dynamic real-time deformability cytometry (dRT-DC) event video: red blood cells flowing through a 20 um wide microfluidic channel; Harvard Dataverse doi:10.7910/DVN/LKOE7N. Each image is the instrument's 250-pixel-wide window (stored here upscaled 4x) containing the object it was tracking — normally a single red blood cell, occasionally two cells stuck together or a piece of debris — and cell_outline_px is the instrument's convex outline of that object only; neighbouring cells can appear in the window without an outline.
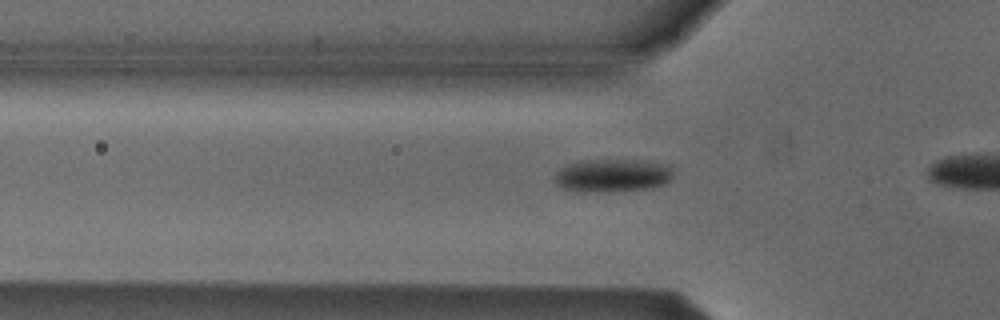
{"species": "Egyptian fruit bat (a non-hibernating species)", "species_latin": "Rousettus aegyptiacus", "temperature_condition": "cold", "stored_images_in_passage": 12, "camera_frame_rate_fps": 3000, "um_per_image_px": 0.085, "animal": {"sex": "male"}, "frame": {"image": 1, "passage_image": 6, "time_ms": 1.667, "image_size_px": [1000, 320], "cell_outline_px": [[672, 176], [664, 184], [652, 188], [608, 192], [584, 192], [560, 188], [556, 184], [556, 172], [560, 168], [568, 164], [580, 160], [636, 160], [664, 164], [672, 168]], "centroid_in_image_um": [52.02, 14.92], "position_along_channel_um": 73.8, "area_um2": 22.89}}
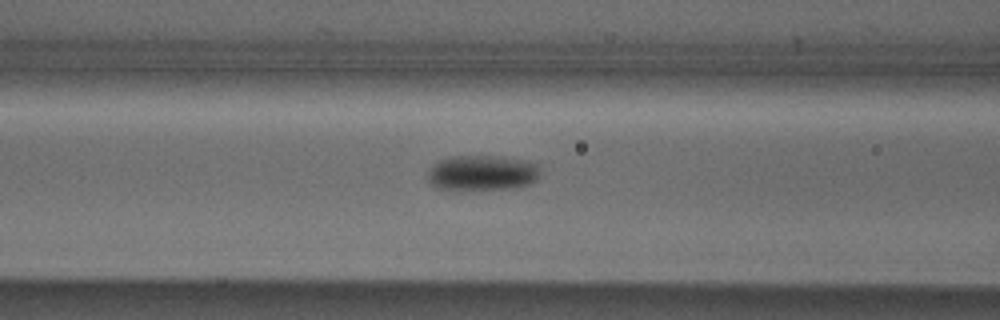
{"frame": {"image": 2, "passage_image": 10, "time_ms": 3.0, "image_size_px": [1000, 320], "cell_outline_px": [[540, 172], [536, 180], [528, 184], [512, 188], [460, 192], [436, 188], [424, 176], [428, 168], [432, 164], [440, 160], [452, 156], [492, 156], [524, 160], [536, 164]], "centroid_in_image_um": [40.87, 14.73], "position_along_channel_um": 125.7, "area_um2": 23.87}}